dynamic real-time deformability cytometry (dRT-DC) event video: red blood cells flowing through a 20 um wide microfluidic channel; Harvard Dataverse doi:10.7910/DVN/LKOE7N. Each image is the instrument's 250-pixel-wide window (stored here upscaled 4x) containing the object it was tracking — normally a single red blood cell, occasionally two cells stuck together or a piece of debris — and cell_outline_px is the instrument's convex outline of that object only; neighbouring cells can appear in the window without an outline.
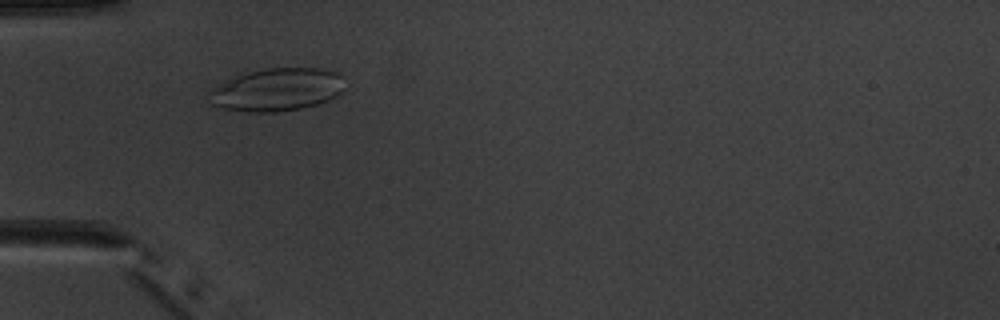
{"species": "common noctule bat (a hibernating species)", "species_latin": "Nyctalus noctula", "temperature_condition": "warm", "stored_images_in_passage": 5, "camera_frame_rate_fps": 3000, "um_per_image_px": 0.085, "animal": {"sex": "male", "body_mass_g": 20.1, "forearm_length_mm": 53.5}, "frame": {"image": 1, "passage_image": 3, "time_ms": 2.333, "image_size_px": [1000, 320], "cell_outline_px": [[344, 88], [340, 92], [328, 100], [316, 104], [300, 108], [276, 112], [248, 112], [220, 108], [212, 104], [208, 92], [208, 88], [236, 76], [248, 72], [264, 68], [316, 68], [336, 72], [340, 76]], "centroid_in_image_um": [23.47, 7.62], "position_along_channel_um": 61.5, "area_um2": 33.7}}